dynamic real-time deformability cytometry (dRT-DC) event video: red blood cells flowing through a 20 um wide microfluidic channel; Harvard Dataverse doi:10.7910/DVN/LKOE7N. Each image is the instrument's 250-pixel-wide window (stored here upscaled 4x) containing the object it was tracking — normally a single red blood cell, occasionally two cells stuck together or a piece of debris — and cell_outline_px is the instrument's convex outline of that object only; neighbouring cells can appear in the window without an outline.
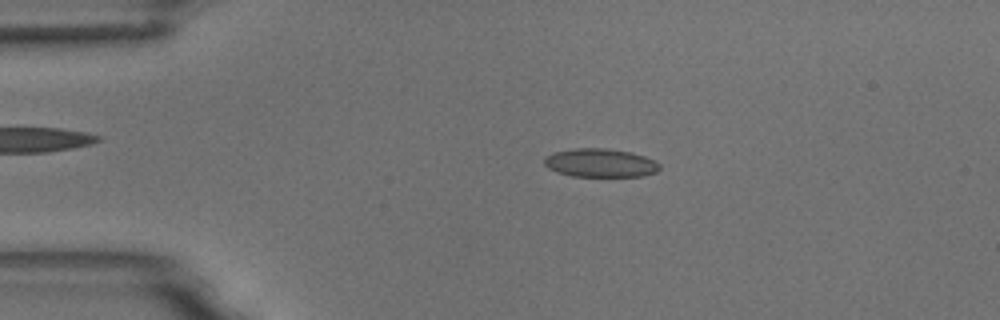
{"species": "common noctule bat (a hibernating species)", "species_latin": "Nyctalus noctula", "temperature_condition": "room temperature", "stored_images_in_passage": 4, "camera_frame_rate_fps": 3000, "um_per_image_px": 0.085, "animal": {"sex": "male", "body_mass_g": 18.8}, "frame": {"image": 1, "passage_image": 3, "time_ms": 2.333, "image_size_px": [1000, 320], "cell_outline_px": [[660, 168], [656, 172], [644, 176], [572, 176], [556, 172], [548, 168], [544, 164], [544, 156], [552, 152], [576, 148], [608, 148], [632, 152], [656, 160], [660, 164]], "centroid_in_image_um": [51.02, 13.84], "position_along_channel_um": 34.0, "area_um2": 19.42}}